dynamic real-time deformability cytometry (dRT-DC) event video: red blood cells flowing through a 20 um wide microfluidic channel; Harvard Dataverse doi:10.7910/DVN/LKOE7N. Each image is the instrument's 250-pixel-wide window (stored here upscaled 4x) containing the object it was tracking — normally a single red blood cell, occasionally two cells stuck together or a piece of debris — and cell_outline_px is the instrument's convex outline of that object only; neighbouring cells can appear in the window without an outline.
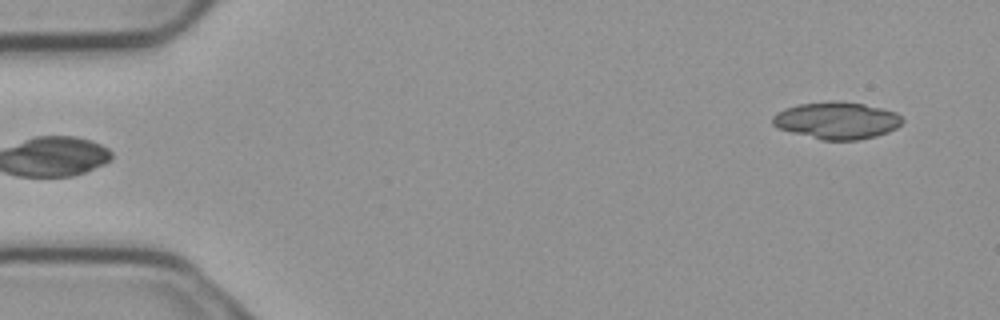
{"species": "common noctule bat (a hibernating species)", "species_latin": "Nyctalus noctula", "temperature_condition": "cold", "stored_images_in_passage": 5, "segment_of_instrument_passage": [2, 2], "camera_frame_rate_fps": 3000, "um_per_image_px": 0.085, "animal": {"sex": "male", "body_mass_g": 23.1, "forearm_length_mm": 52.7}, "frame": {"image": 1, "passage_image": 5, "time_ms": 1.333, "image_size_px": [1000, 320], "cell_outline_px": [[904, 120], [896, 128], [888, 132], [876, 136], [860, 140], [824, 140], [776, 128], [772, 124], [772, 116], [776, 112], [784, 108], [800, 104], [864, 104], [896, 112]], "centroid_in_image_um": [71.12, 10.29], "position_along_channel_um": 13.9, "area_um2": 27.11}}